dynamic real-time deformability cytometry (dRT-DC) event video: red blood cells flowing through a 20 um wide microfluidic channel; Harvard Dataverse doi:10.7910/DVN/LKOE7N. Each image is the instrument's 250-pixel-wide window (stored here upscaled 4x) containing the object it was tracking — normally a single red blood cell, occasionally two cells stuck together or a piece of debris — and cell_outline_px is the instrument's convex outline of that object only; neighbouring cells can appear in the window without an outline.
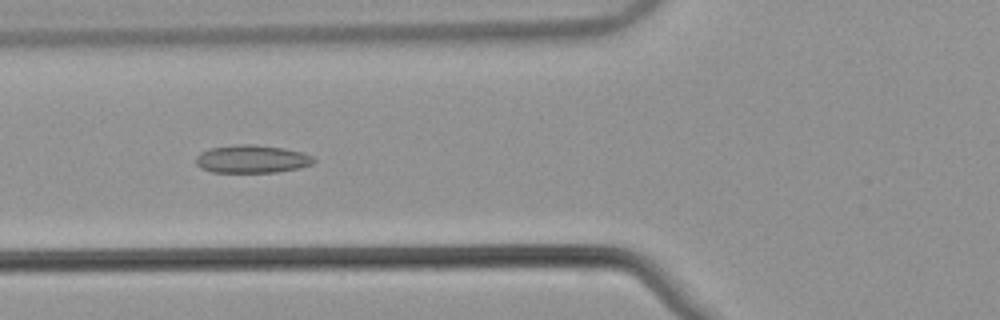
{"species": "common noctule bat (a hibernating species)", "species_latin": "Nyctalus noctula", "temperature_condition": "warm", "stored_images_in_passage": 47, "camera_frame_rate_fps": 3000, "um_per_image_px": 0.085, "animal": {"sex": "male", "body_mass_g": 21.5, "forearm_length_mm": 52.0}, "frame": {"image": 1, "passage_image": 20, "time_ms": 6.333, "image_size_px": [1000, 320], "cell_outline_px": [[316, 160], [312, 164], [300, 168], [276, 172], [212, 172], [200, 168], [196, 164], [196, 156], [200, 152], [208, 148], [236, 144], [252, 144], [284, 148], [304, 152], [312, 156]], "centroid_in_image_um": [21.4, 13.51], "position_along_channel_um": 104.4, "area_um2": 19.42}}
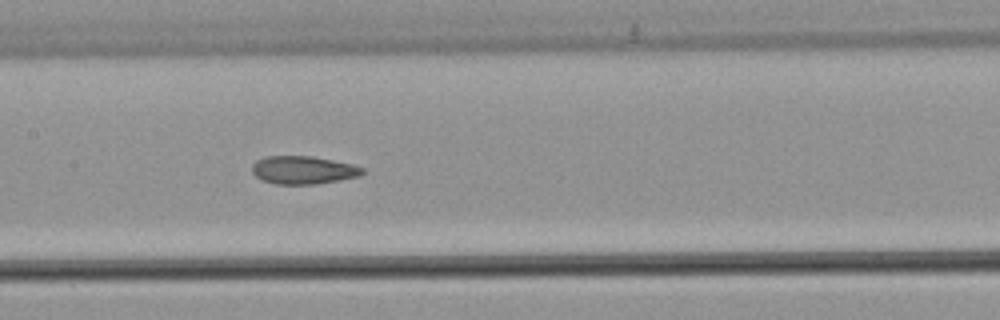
{"frame": {"image": 2, "passage_image": 26, "time_ms": 8.333, "image_size_px": [1000, 320], "cell_outline_px": [[364, 172], [360, 176], [340, 180], [316, 184], [276, 184], [260, 180], [252, 172], [252, 164], [256, 160], [264, 156], [312, 156], [352, 164], [364, 168]], "centroid_in_image_um": [25.75, 14.45], "position_along_channel_um": 181.6, "area_um2": 18.15}}
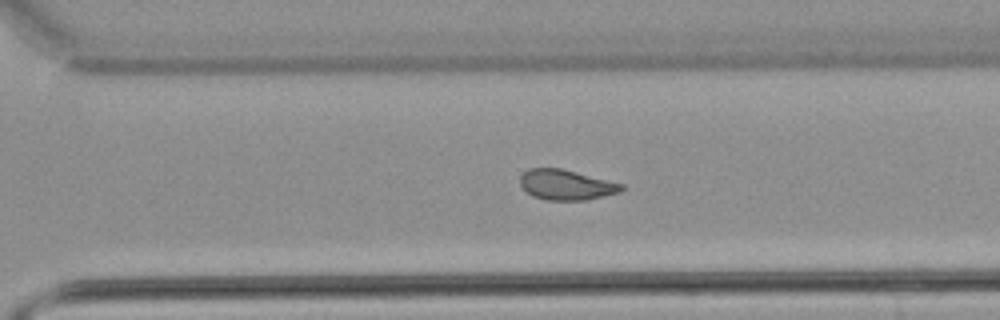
{"frame": {"image": 3, "passage_image": 37, "time_ms": 12.0, "image_size_px": [1000, 320], "cell_outline_px": [[624, 188], [620, 192], [584, 200], [544, 200], [532, 196], [524, 192], [520, 184], [520, 176], [528, 168], [560, 168], [624, 184]], "centroid_in_image_um": [48.07, 15.71], "position_along_channel_um": 322.5, "area_um2": 17.92}, "authors_computed_cell_mechanics": {"area_um2": 19.7676, "velocity_mm_per_s": 3.8564, "shape_relaxation_time_tau1_ms": null, "shape_relaxation_time_tau2_ms": 2.3181, "deformation_change_tau1": null, "deformation_change_tau2": 0.0839}}